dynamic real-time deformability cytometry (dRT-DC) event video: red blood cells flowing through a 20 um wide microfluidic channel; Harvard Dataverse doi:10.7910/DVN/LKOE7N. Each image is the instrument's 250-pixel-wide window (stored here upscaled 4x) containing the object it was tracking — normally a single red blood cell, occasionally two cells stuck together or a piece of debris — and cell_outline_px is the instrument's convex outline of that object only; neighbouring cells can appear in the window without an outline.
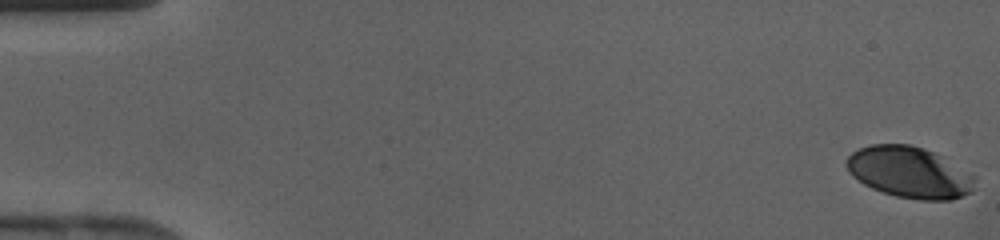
{"species": "human", "species_latin": "Homo sapiens", "temperature_condition": "cold", "stored_images_in_passage": 43, "camera_frame_rate_fps": 3000, "um_per_image_px": 0.085, "donor": {"sex": "female"}, "frame": {"image": 1, "passage_image": 1, "time_ms": 0.0, "image_size_px": [1000, 240], "cell_outline_px": [[976, 176], [972, 192], [964, 196], [952, 200], [920, 200], [896, 196], [872, 188], [864, 184], [852, 176], [848, 168], [848, 156], [852, 152], [860, 148], [872, 144], [908, 144], [924, 148], [932, 152]], "centroid_in_image_um": [77.32, 14.66], "position_along_channel_um": 7.7, "area_um2": 37.97}}
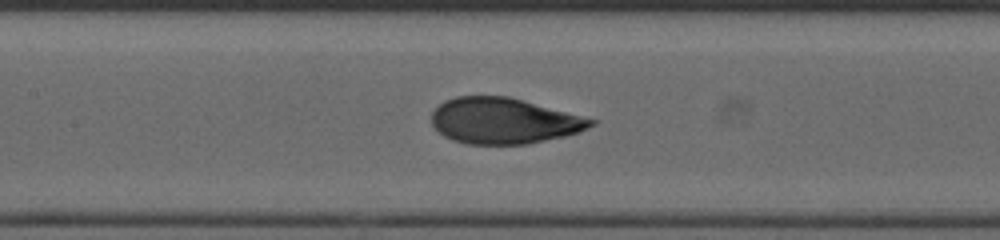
{"frame": {"image": 2, "passage_image": 21, "time_ms": 6.667, "image_size_px": [1000, 240], "cell_outline_px": [[596, 124], [588, 128], [564, 136], [528, 144], [468, 144], [452, 140], [444, 136], [432, 124], [432, 112], [444, 100], [456, 96], [508, 96], [596, 120]], "centroid_in_image_um": [42.79, 10.27], "position_along_channel_um": 164.6, "area_um2": 42.25}}
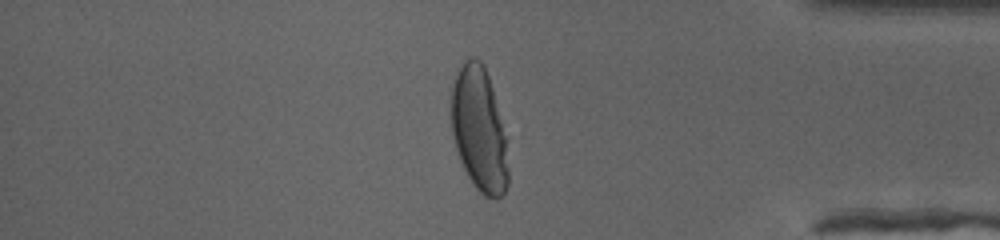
{"frame": {"image": 3, "passage_image": 37, "time_ms": 12.0, "image_size_px": [1000, 240], "cell_outline_px": [[508, 184], [504, 192], [496, 200], [484, 196], [476, 188], [468, 176], [460, 160], [456, 148], [452, 132], [452, 88], [460, 60], [468, 56], [480, 60], [484, 64], [492, 88], [504, 136], [508, 168]], "centroid_in_image_um": [40.7, 10.98], "position_along_channel_um": 394.5, "area_um2": 40.81}}